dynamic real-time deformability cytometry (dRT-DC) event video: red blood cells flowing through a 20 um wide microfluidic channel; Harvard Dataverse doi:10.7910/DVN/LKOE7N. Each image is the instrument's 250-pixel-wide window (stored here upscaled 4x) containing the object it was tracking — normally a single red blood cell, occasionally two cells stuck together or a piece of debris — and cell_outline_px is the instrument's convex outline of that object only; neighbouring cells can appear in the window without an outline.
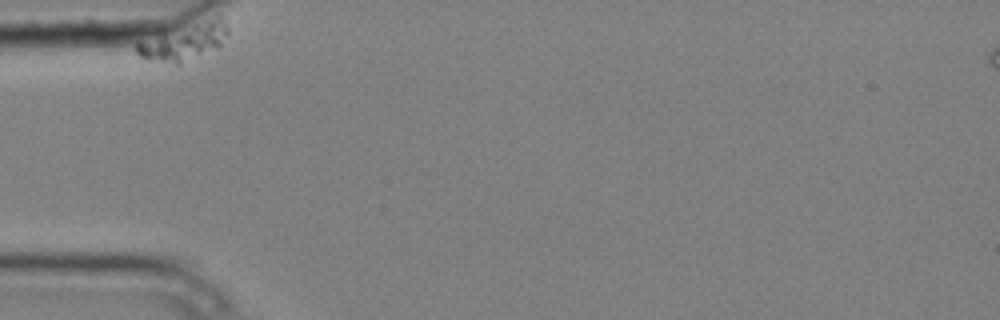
{"species": "common noctule bat (a hibernating species)", "species_latin": "Nyctalus noctula", "temperature_condition": "cold", "stored_images_in_passage": 6, "camera_frame_rate_fps": 3000, "um_per_image_px": 0.085, "animal": {"sex": "male", "body_mass_g": 20.4}, "frame": {"image": 1, "passage_image": 1, "time_ms": 0.0, "image_size_px": [1000, 320], "cell_outline_px": [[228, 36], [220, 48], [180, 64], [176, 64], [148, 60], [140, 56], [136, 52], [136, 44], [220, 16], [224, 20], [228, 28]], "centroid_in_image_um": [15.77, 3.63], "position_along_channel_um": 69.2, "area_um2": 18.5}}
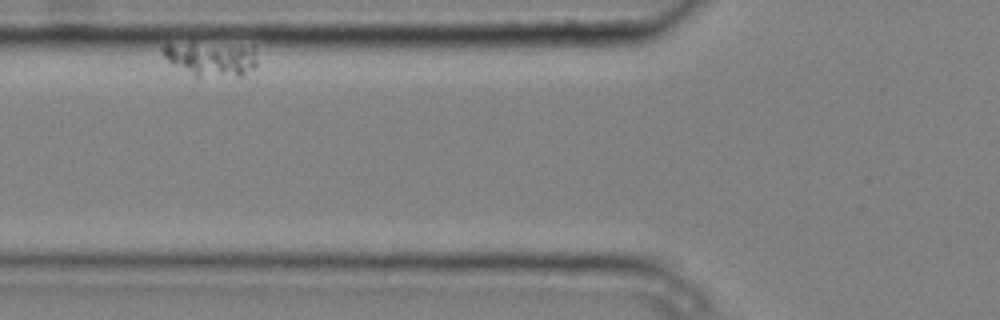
{"frame": {"image": 2, "passage_image": 3, "time_ms": 0.667, "image_size_px": [1000, 320], "cell_outline_px": [[256, 64], [244, 76], [196, 76], [172, 64], [164, 56], [164, 44], [192, 44], [252, 48], [256, 60]], "centroid_in_image_um": [17.93, 5.05], "position_along_channel_um": 107.9, "area_um2": 17.63}}
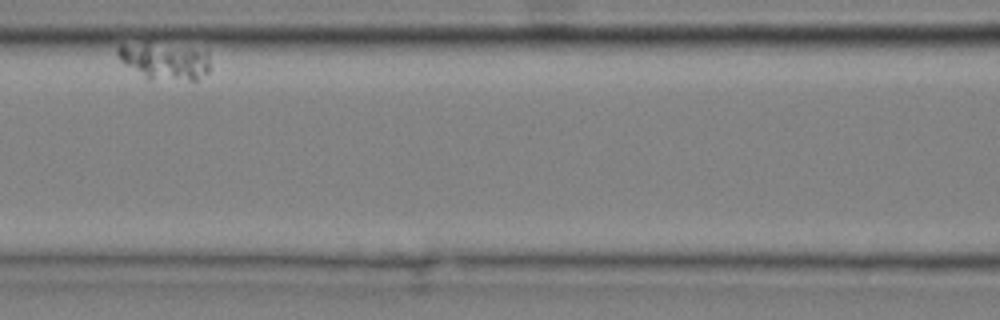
{"frame": {"image": 3, "passage_image": 5, "time_ms": 1.333, "image_size_px": [1000, 320], "cell_outline_px": [[208, 72], [196, 80], [148, 80], [124, 64], [120, 60], [116, 52], [116, 48], [120, 44], [148, 44], [208, 52]], "centroid_in_image_um": [13.93, 5.25], "position_along_channel_um": 152.7, "area_um2": 19.19}}